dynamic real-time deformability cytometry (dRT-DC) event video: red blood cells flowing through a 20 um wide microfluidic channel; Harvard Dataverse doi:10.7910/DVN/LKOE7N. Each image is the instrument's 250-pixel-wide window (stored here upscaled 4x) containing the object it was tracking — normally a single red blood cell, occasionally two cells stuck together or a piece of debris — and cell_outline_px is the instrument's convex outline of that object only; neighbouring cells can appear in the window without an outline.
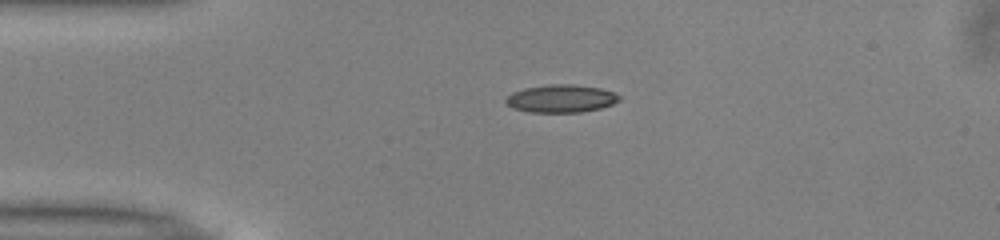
{"species": "common noctule bat (a hibernating species)", "species_latin": "Nyctalus noctula", "temperature_condition": "warm", "stored_images_in_passage": 41, "camera_frame_rate_fps": 3000, "um_per_image_px": 0.085, "animal": {"sex": "male", "body_mass_g": 13.0, "forearm_length_mm": 53.1}, "frame": {"image": 1, "passage_image": 1, "time_ms": 0.0, "image_size_px": [1000, 240], "cell_outline_px": [[620, 100], [612, 104], [600, 108], [580, 112], [528, 112], [512, 108], [504, 100], [512, 92], [524, 88], [548, 84], [572, 84], [600, 88], [612, 92], [620, 96]], "centroid_in_image_um": [47.66, 8.37], "position_along_channel_um": 37.3, "area_um2": 18.32}}
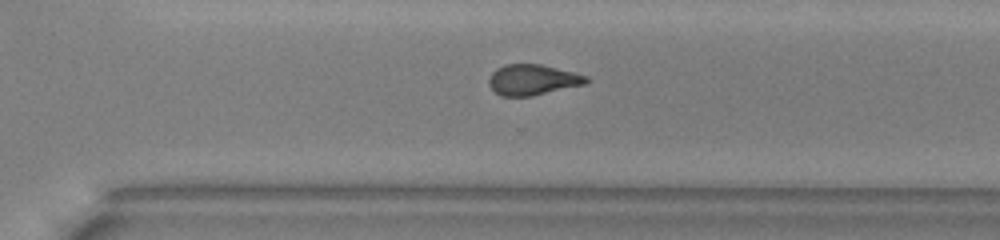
{"frame": {"image": 2, "passage_image": 25, "time_ms": 8.0, "image_size_px": [1000, 240], "cell_outline_px": [[588, 80], [584, 84], [532, 96], [500, 96], [488, 84], [488, 80], [492, 72], [496, 68], [504, 64], [540, 64], [588, 76]], "centroid_in_image_um": [45.23, 6.78], "position_along_channel_um": 325.4, "area_um2": 17.22}}
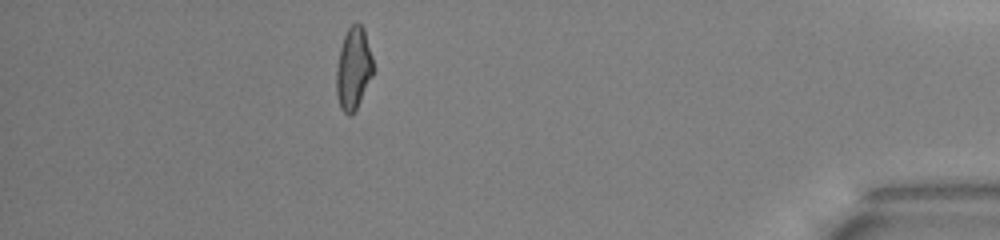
{"frame": {"image": 3, "passage_image": 35, "time_ms": 11.333, "image_size_px": [1000, 240], "cell_outline_px": [[372, 76], [356, 108], [348, 116], [340, 108], [336, 96], [336, 68], [340, 48], [344, 36], [348, 28], [352, 24], [360, 24], [364, 28], [372, 56]], "centroid_in_image_um": [30.02, 5.82], "position_along_channel_um": 405.2, "area_um2": 17.4}, "authors_computed_cell_mechanics": {"area_um2": 17.8602, "velocity_mm_per_s": 3.988, "shape_relaxation_time_tau1_ms": 7.0126, "shape_relaxation_time_tau2_ms": 1.6244, "deformation_change_tau1": 0.2003, "deformation_change_tau2": 0.084}}